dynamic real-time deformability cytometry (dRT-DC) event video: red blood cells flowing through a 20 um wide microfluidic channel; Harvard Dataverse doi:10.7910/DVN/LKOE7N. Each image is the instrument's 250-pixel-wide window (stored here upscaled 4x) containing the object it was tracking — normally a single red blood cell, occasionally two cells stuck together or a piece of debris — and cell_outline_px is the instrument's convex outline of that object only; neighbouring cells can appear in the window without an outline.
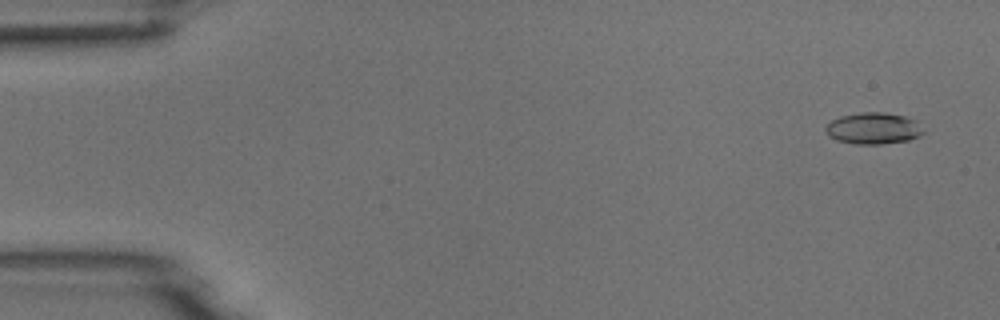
{"species": "common noctule bat (a hibernating species)", "species_latin": "Nyctalus noctula", "temperature_condition": "room temperature", "stored_images_in_passage": 4, "camera_frame_rate_fps": 3000, "um_per_image_px": 0.085, "animal": {"sex": "male", "body_mass_g": 18.8}, "frame": {"image": 1, "passage_image": 1, "time_ms": 0.0, "image_size_px": [1000, 320], "cell_outline_px": [[924, 132], [920, 136], [908, 140], [884, 144], [856, 144], [836, 140], [828, 136], [824, 132], [824, 128], [832, 120], [840, 116], [860, 112], [884, 112], [904, 116], [916, 120]], "centroid_in_image_um": [74.21, 10.91], "position_along_channel_um": 10.8, "area_um2": 18.09}}
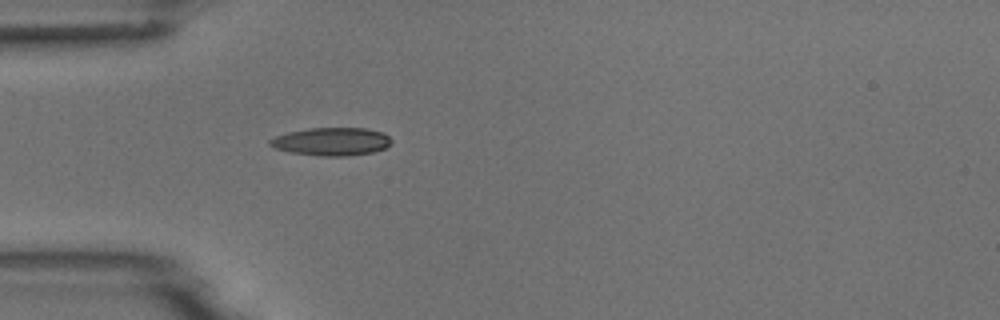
{"frame": {"image": 2, "passage_image": 4, "time_ms": 4.333, "image_size_px": [1000, 320], "cell_outline_px": [[392, 144], [384, 148], [372, 152], [348, 156], [320, 156], [292, 152], [276, 148], [268, 144], [268, 140], [276, 136], [288, 132], [308, 128], [364, 128], [384, 132], [392, 140]], "centroid_in_image_um": [28.2, 12.03], "position_along_channel_um": 56.8, "area_um2": 19.83}}